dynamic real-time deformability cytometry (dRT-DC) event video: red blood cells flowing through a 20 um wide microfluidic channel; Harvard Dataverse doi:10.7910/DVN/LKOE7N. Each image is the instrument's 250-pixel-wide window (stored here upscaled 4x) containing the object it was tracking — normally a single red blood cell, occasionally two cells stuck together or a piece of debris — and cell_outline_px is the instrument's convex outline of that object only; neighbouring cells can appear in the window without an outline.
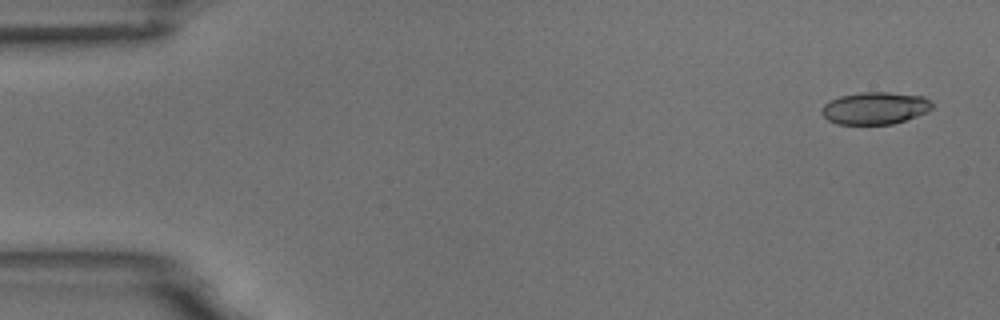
{"species": "common noctule bat (a hibernating species)", "species_latin": "Nyctalus noctula", "temperature_condition": "room temperature", "stored_images_in_passage": 4, "camera_frame_rate_fps": 3000, "um_per_image_px": 0.085, "animal": {"sex": "male", "body_mass_g": 18.8}, "frame": {"image": 1, "passage_image": 1, "time_ms": 0.0, "image_size_px": [1000, 320], "cell_outline_px": [[932, 108], [928, 112], [892, 124], [836, 124], [828, 120], [820, 112], [820, 108], [828, 100], [840, 96], [860, 92], [888, 92], [924, 96], [932, 104]], "centroid_in_image_um": [74.33, 9.19], "position_along_channel_um": 10.7, "area_um2": 20.87}}